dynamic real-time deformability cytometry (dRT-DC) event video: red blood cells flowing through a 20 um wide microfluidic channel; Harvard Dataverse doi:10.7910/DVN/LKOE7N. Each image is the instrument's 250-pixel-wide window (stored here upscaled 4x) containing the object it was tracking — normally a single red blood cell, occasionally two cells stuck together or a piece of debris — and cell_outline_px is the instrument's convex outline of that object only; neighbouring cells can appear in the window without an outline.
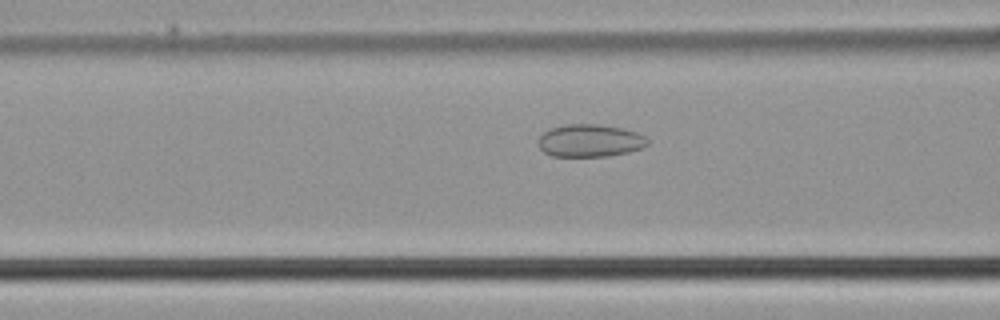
{"species": "common noctule bat (a hibernating species)", "species_latin": "Nyctalus noctula", "temperature_condition": "cold", "stored_images_in_passage": 36, "camera_frame_rate_fps": 3000, "um_per_image_px": 0.085, "animal": {"sex": "male", "body_mass_g": 21.5, "forearm_length_mm": 52.0}, "frame": {"image": 1, "passage_image": 11, "time_ms": 3.333, "image_size_px": [1000, 320], "cell_outline_px": [[648, 144], [644, 148], [628, 152], [608, 156], [552, 156], [544, 152], [536, 144], [536, 140], [544, 132], [552, 128], [564, 124], [596, 124], [620, 128], [636, 132], [644, 136], [648, 140]], "centroid_in_image_um": [50.12, 11.96], "position_along_channel_um": 116.5, "area_um2": 20.81}}
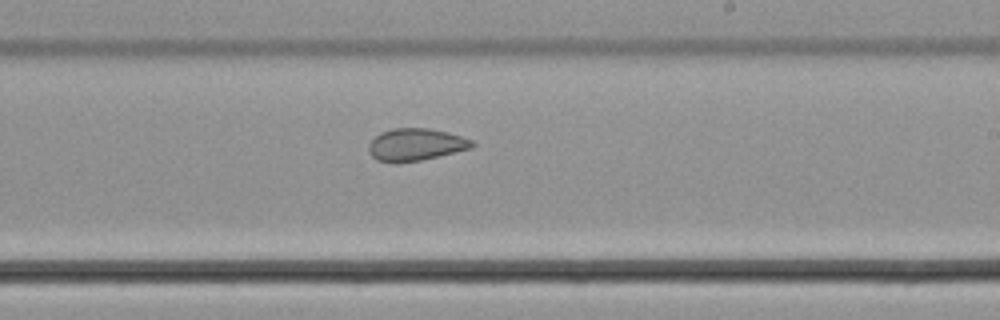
{"frame": {"image": 2, "passage_image": 21, "time_ms": 6.667, "image_size_px": [1000, 320], "cell_outline_px": [[476, 144], [472, 148], [420, 160], [376, 160], [368, 152], [368, 144], [380, 132], [392, 128], [428, 128], [448, 132], [472, 140]], "centroid_in_image_um": [35.35, 12.25], "position_along_channel_um": 253.6, "area_um2": 18.96}}
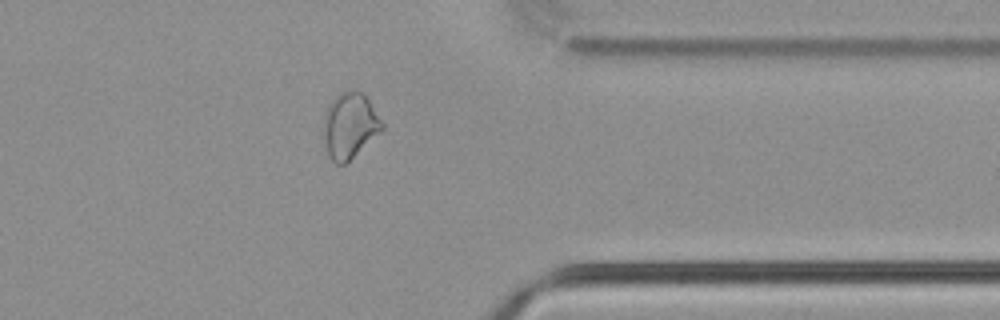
{"frame": {"image": 3, "passage_image": 31, "time_ms": 10.0, "image_size_px": [1000, 320], "cell_outline_px": [[384, 128], [344, 164], [336, 164], [328, 156], [324, 140], [324, 112], [328, 104], [340, 92], [348, 88], [356, 88], [364, 92], [384, 124]], "centroid_in_image_um": [29.72, 10.6], "position_along_channel_um": 381.7, "area_um2": 22.48}}